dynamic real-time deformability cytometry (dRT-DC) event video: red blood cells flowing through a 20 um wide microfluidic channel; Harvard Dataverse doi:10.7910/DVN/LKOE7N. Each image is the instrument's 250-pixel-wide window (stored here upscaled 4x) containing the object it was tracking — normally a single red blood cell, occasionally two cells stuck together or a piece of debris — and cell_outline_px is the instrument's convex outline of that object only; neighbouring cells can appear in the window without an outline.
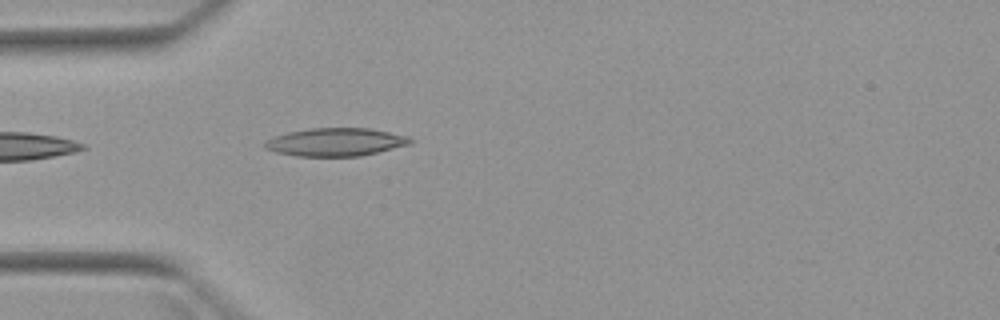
{"species": "Egyptian fruit bat (a non-hibernating species)", "species_latin": "Rousettus aegyptiacus", "temperature_condition": "warm", "stored_images_in_passage": 5, "camera_frame_rate_fps": 3000, "um_per_image_px": 0.085, "animal": {"sex": "female"}, "frame": {"image": 1, "passage_image": 5, "time_ms": 4.667, "image_size_px": [1000, 320], "cell_outline_px": [[412, 144], [360, 156], [296, 156], [276, 152], [264, 148], [264, 144], [268, 140], [276, 136], [288, 132], [308, 128], [368, 128], [408, 136], [412, 140]], "centroid_in_image_um": [28.54, 12.07], "position_along_channel_um": 56.5, "area_um2": 23.64}}